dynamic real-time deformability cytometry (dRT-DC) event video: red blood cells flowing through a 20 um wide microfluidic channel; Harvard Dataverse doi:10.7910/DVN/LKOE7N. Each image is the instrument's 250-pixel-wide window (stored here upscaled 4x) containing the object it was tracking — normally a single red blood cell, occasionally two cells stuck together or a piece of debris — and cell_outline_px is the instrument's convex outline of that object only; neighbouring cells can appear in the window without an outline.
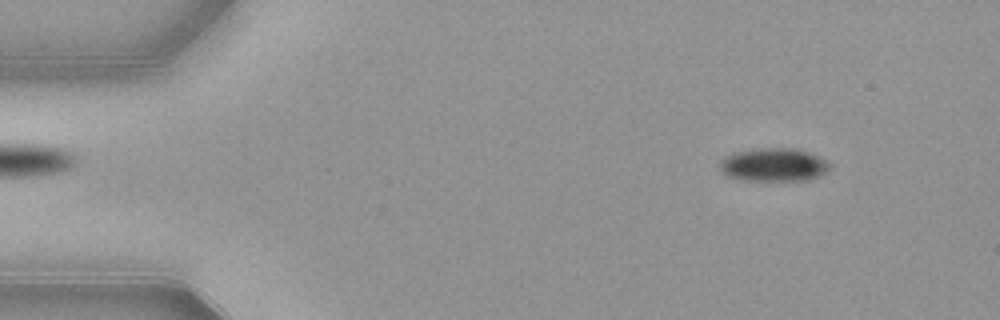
{"species": "common noctule bat (a hibernating species)", "species_latin": "Nyctalus noctula", "temperature_condition": "warm", "stored_images_in_passage": 49, "camera_frame_rate_fps": 3000, "um_per_image_px": 0.085, "animal": {"sex": "female", "body_mass_g": 21.9}, "frame": {"image": 1, "passage_image": 2, "time_ms": 0.333, "image_size_px": [1000, 320], "cell_outline_px": [[832, 164], [820, 176], [812, 180], [740, 180], [728, 176], [720, 172], [720, 160], [724, 156], [736, 152], [764, 148], [796, 148], [820, 156], [828, 160]], "centroid_in_image_um": [65.78, 14.01], "position_along_channel_um": 19.2, "area_um2": 21.5}}
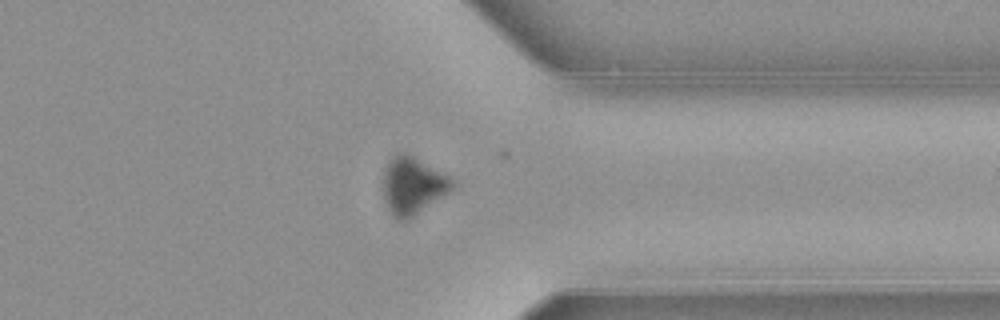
{"frame": {"image": 2, "passage_image": 37, "time_ms": 12.0, "image_size_px": [1000, 320], "cell_outline_px": [[452, 188], [448, 192], [408, 220], [396, 220], [392, 216], [384, 200], [384, 172], [388, 160], [396, 152], [404, 152], [412, 156], [448, 176], [452, 180]], "centroid_in_image_um": [35.02, 15.79], "position_along_channel_um": 376.4, "area_um2": 22.6}}
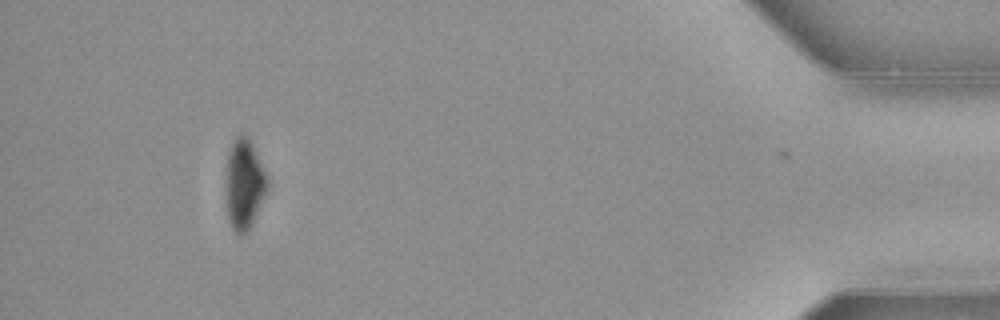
{"frame": {"image": 3, "passage_image": 45, "time_ms": 14.667, "image_size_px": [1000, 320], "cell_outline_px": [[268, 192], [248, 232], [244, 236], [240, 236], [232, 228], [228, 220], [228, 152], [236, 136], [244, 136], [252, 144], [268, 176]], "centroid_in_image_um": [20.82, 15.73], "position_along_channel_um": 414.4, "area_um2": 21.33}, "authors_computed_cell_mechanics": {"area_um2": 24.854, "velocity_mm_per_s": 3.8843, "shape_relaxation_time_tau1_ms": 1.8657, "shape_relaxation_time_tau2_ms": null, "deformation_change_tau1": 0.0838, "deformation_change_tau2": null}}